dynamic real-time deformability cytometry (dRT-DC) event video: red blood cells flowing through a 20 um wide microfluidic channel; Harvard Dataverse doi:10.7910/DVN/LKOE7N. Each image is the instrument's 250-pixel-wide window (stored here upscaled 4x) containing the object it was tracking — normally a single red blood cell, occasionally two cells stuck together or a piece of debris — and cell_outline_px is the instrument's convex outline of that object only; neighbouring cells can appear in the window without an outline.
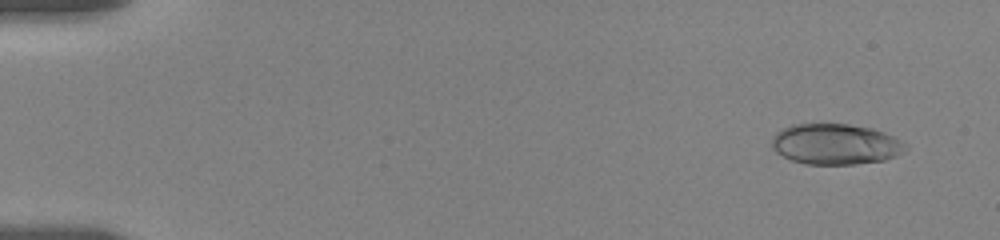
{"species": "human", "species_latin": "Homo sapiens", "temperature_condition": "room temperature", "stored_images_in_passage": 49, "camera_frame_rate_fps": 3000, "um_per_image_px": 0.085, "donor": {"sex": "female"}, "frame": {"image": 1, "passage_image": 3, "time_ms": 1.0, "image_size_px": [1000, 240], "cell_outline_px": [[908, 148], [896, 156], [884, 160], [856, 164], [808, 164], [792, 160], [776, 152], [772, 148], [772, 140], [776, 132], [792, 124], [848, 124], [872, 128], [884, 132], [908, 144]], "centroid_in_image_um": [71.04, 12.25], "position_along_channel_um": 14.0, "area_um2": 31.67}}
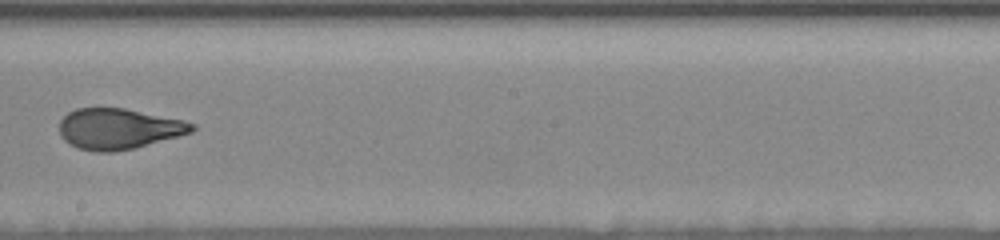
{"frame": {"image": 2, "passage_image": 27, "time_ms": 11.0, "image_size_px": [1000, 240], "cell_outline_px": [[196, 128], [192, 132], [136, 148], [112, 152], [96, 152], [76, 148], [64, 140], [60, 136], [60, 120], [68, 112], [76, 108], [124, 108], [184, 120], [196, 124]], "centroid_in_image_um": [10.08, 10.95], "position_along_channel_um": 238.1, "area_um2": 31.62}}
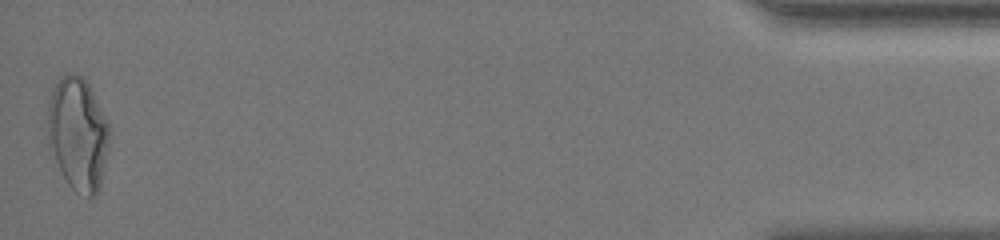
{"frame": {"image": 3, "passage_image": 49, "time_ms": 18.667, "image_size_px": [1000, 240], "cell_outline_px": [[108, 148], [100, 188], [96, 196], [88, 196], [76, 192], [68, 184], [48, 144], [48, 100], [52, 88], [60, 76], [68, 72], [76, 72], [88, 84], [108, 124]], "centroid_in_image_um": [6.6, 11.36], "position_along_channel_um": 428.6, "area_um2": 40.29}, "authors_computed_cell_mechanics": {"area_um2": 32.079, "velocity_mm_per_s": 3.5373, "shape_relaxation_time_tau1_ms": 6.6011, "shape_relaxation_time_tau2_ms": null, "deformation_change_tau1": 0.2026, "deformation_change_tau2": null}}